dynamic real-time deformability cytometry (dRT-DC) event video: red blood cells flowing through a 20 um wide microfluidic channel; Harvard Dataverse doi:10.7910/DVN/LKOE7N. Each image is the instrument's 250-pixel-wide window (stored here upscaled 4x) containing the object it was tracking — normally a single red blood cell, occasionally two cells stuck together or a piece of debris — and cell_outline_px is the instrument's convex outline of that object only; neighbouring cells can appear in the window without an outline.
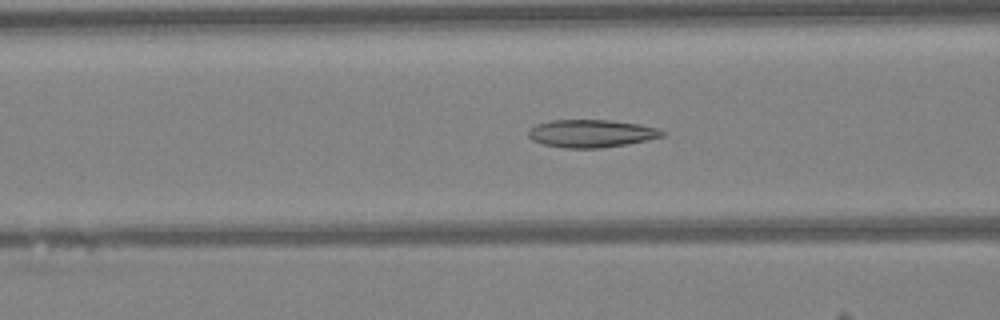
{"species": "Egyptian fruit bat (a non-hibernating species)", "species_latin": "Rousettus aegyptiacus", "temperature_condition": "warm", "stored_images_in_passage": 46, "camera_frame_rate_fps": 3000, "um_per_image_px": 0.085, "animal": {"sex": "female"}, "frame": {"image": 1, "passage_image": 17, "time_ms": 5.333, "image_size_px": [1000, 320], "cell_outline_px": [[668, 132], [664, 136], [624, 144], [600, 148], [564, 148], [544, 144], [532, 140], [528, 136], [528, 132], [536, 124], [552, 120], [608, 120], [640, 124], [656, 128]], "centroid_in_image_um": [50.26, 11.34], "position_along_channel_um": 116.3, "area_um2": 21.44}}
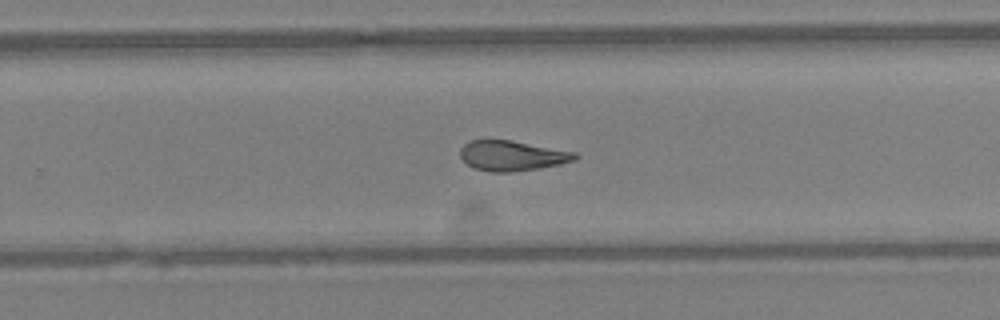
{"frame": {"image": 2, "passage_image": 29, "time_ms": 9.333, "image_size_px": [1000, 320], "cell_outline_px": [[580, 156], [576, 160], [560, 164], [540, 168], [508, 172], [492, 172], [472, 168], [460, 156], [460, 148], [464, 144], [472, 140], [512, 140], [576, 152]], "centroid_in_image_um": [43.55, 13.23], "position_along_channel_um": 286.2, "area_um2": 20.23}}
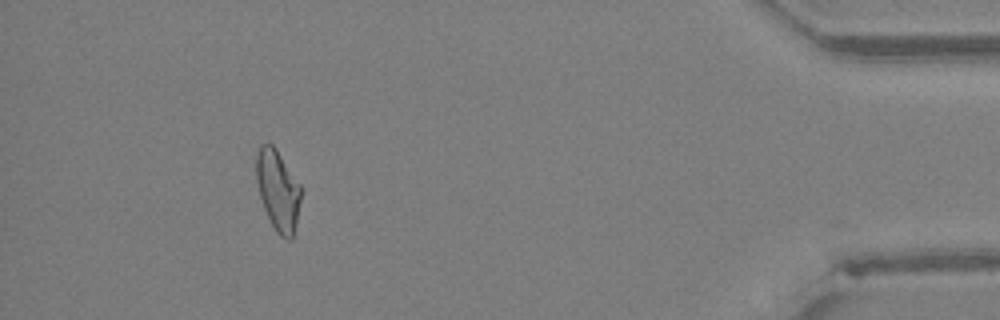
{"frame": {"image": 3, "passage_image": 42, "time_ms": 13.667, "image_size_px": [1000, 320], "cell_outline_px": [[300, 200], [296, 224], [292, 240], [288, 240], [280, 236], [276, 232], [264, 208], [260, 196], [256, 180], [256, 156], [260, 144], [272, 144], [276, 148], [300, 184]], "centroid_in_image_um": [23.61, 16.17], "position_along_channel_um": 411.6, "area_um2": 20.81}, "authors_computed_cell_mechanics": {"area_um2": 21.4438, "velocity_mm_per_s": 4.2845, "shape_relaxation_time_tau1_ms": null, "shape_relaxation_time_tau2_ms": 3.677, "deformation_change_tau1": null, "deformation_change_tau2": 0.12}}